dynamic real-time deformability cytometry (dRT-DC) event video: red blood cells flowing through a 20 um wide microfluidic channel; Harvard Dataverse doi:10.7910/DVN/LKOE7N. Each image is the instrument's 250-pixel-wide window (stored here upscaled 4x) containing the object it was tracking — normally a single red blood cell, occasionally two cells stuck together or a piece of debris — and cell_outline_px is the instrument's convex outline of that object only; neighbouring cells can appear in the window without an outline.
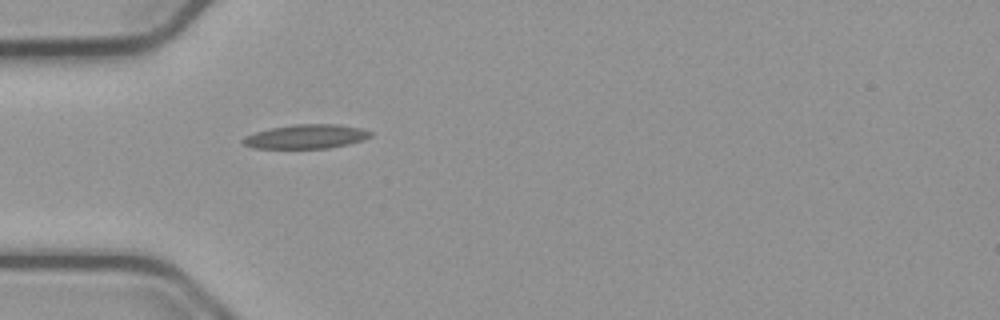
{"species": "common noctule bat (a hibernating species)", "species_latin": "Nyctalus noctula", "temperature_condition": "cold", "stored_images_in_passage": 39, "camera_frame_rate_fps": 3000, "um_per_image_px": 0.085, "animal": {"sex": "male", "body_mass_g": 23.1, "forearm_length_mm": 52.7}, "frame": {"image": 1, "passage_image": 1, "time_ms": 0.0, "image_size_px": [1000, 320], "cell_outline_px": [[372, 136], [348, 144], [328, 148], [252, 148], [244, 144], [240, 140], [244, 136], [256, 132], [272, 128], [296, 124], [340, 124], [360, 128], [372, 132]], "centroid_in_image_um": [26.0, 11.6], "position_along_channel_um": 59.0, "area_um2": 17.8}}
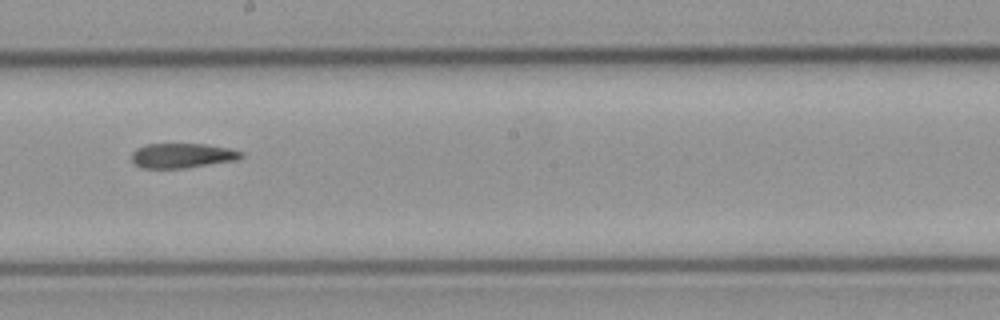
{"frame": {"image": 2, "passage_image": 15, "time_ms": 4.667, "image_size_px": [1000, 320], "cell_outline_px": [[244, 156], [236, 160], [184, 168], [140, 168], [132, 160], [132, 152], [136, 148], [148, 144], [204, 144], [228, 148], [244, 152]], "centroid_in_image_um": [15.49, 13.22], "position_along_channel_um": 232.7, "area_um2": 15.72}}
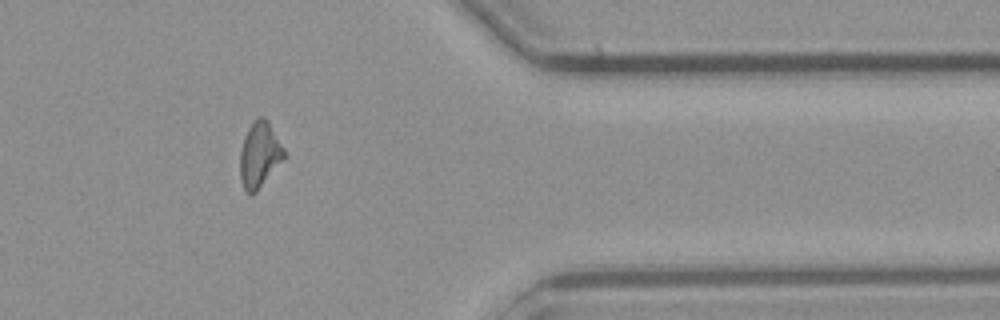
{"frame": {"image": 3, "passage_image": 29, "time_ms": 9.333, "image_size_px": [1000, 320], "cell_outline_px": [[288, 156], [256, 192], [244, 192], [240, 180], [240, 152], [244, 136], [248, 128], [260, 116], [264, 116], [268, 120], [284, 148]], "centroid_in_image_um": [22.08, 13.17], "position_along_channel_um": 389.3, "area_um2": 17.05}, "authors_computed_cell_mechanics": {"area_um2": 16.4152, "velocity_mm_per_s": 3.7745, "shape_relaxation_time_tau1_ms": null, "shape_relaxation_time_tau2_ms": 6.5302, "deformation_change_tau1": null, "deformation_change_tau2": 0.1452}}